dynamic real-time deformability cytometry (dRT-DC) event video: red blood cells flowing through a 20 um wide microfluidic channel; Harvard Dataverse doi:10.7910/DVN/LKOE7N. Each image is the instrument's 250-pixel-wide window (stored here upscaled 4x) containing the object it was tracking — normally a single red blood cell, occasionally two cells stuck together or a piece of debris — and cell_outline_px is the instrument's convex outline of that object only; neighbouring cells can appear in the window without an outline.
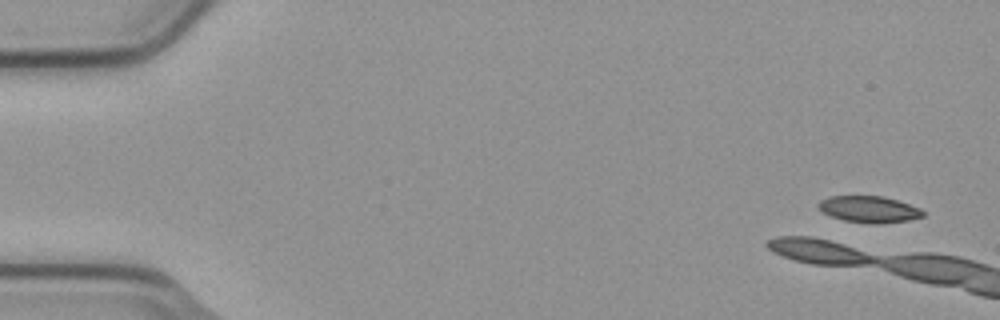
{"species": "common noctule bat (a hibernating species)", "species_latin": "Nyctalus noctula", "temperature_condition": "cold", "stored_images_in_passage": 4, "camera_frame_rate_fps": 3000, "um_per_image_px": 0.085, "animal": {"sex": "male", "body_mass_g": 23.1, "forearm_length_mm": 52.7}, "frame": {"image": 1, "passage_image": 1, "time_ms": 0.0, "image_size_px": [1000, 320], "cell_outline_px": [[924, 216], [908, 220], [880, 224], [868, 224], [844, 220], [832, 216], [824, 212], [816, 204], [820, 200], [828, 196], [880, 196], [896, 200], [920, 208], [924, 212]], "centroid_in_image_um": [73.86, 17.79], "position_along_channel_um": 11.1, "area_um2": 16.07}}